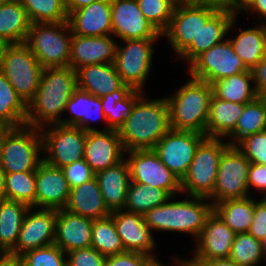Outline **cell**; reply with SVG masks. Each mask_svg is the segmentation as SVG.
I'll list each match as a JSON object with an SVG mask.
<instances>
[{"instance_id":"cb8c5ba5","label":"cell","mask_w":266,"mask_h":266,"mask_svg":"<svg viewBox=\"0 0 266 266\" xmlns=\"http://www.w3.org/2000/svg\"><path fill=\"white\" fill-rule=\"evenodd\" d=\"M72 34L99 37L112 35L111 0H99L68 15Z\"/></svg>"},{"instance_id":"003e7915","label":"cell","mask_w":266,"mask_h":266,"mask_svg":"<svg viewBox=\"0 0 266 266\" xmlns=\"http://www.w3.org/2000/svg\"><path fill=\"white\" fill-rule=\"evenodd\" d=\"M152 266H165V265L161 261L157 260Z\"/></svg>"},{"instance_id":"ee69618b","label":"cell","mask_w":266,"mask_h":266,"mask_svg":"<svg viewBox=\"0 0 266 266\" xmlns=\"http://www.w3.org/2000/svg\"><path fill=\"white\" fill-rule=\"evenodd\" d=\"M19 259L21 266H66V253L55 244L27 251Z\"/></svg>"},{"instance_id":"89a4df30","label":"cell","mask_w":266,"mask_h":266,"mask_svg":"<svg viewBox=\"0 0 266 266\" xmlns=\"http://www.w3.org/2000/svg\"><path fill=\"white\" fill-rule=\"evenodd\" d=\"M7 0H0V6H2Z\"/></svg>"},{"instance_id":"2e32d148","label":"cell","mask_w":266,"mask_h":266,"mask_svg":"<svg viewBox=\"0 0 266 266\" xmlns=\"http://www.w3.org/2000/svg\"><path fill=\"white\" fill-rule=\"evenodd\" d=\"M57 210L30 207L15 247L9 252L20 257L27 251L54 244Z\"/></svg>"},{"instance_id":"6125c7cd","label":"cell","mask_w":266,"mask_h":266,"mask_svg":"<svg viewBox=\"0 0 266 266\" xmlns=\"http://www.w3.org/2000/svg\"><path fill=\"white\" fill-rule=\"evenodd\" d=\"M11 129H12L11 126L0 122V160H1V153H2V147H3L4 140H5V136Z\"/></svg>"},{"instance_id":"91938a15","label":"cell","mask_w":266,"mask_h":266,"mask_svg":"<svg viewBox=\"0 0 266 266\" xmlns=\"http://www.w3.org/2000/svg\"><path fill=\"white\" fill-rule=\"evenodd\" d=\"M0 266H21L19 257L11 253L0 252Z\"/></svg>"},{"instance_id":"f5cc1de1","label":"cell","mask_w":266,"mask_h":266,"mask_svg":"<svg viewBox=\"0 0 266 266\" xmlns=\"http://www.w3.org/2000/svg\"><path fill=\"white\" fill-rule=\"evenodd\" d=\"M100 118L103 119L107 123V120H106V117L103 111L101 99L100 97H96L88 93L87 132L99 131V129H96L94 126L92 127L90 125V122L98 121Z\"/></svg>"},{"instance_id":"db71d44e","label":"cell","mask_w":266,"mask_h":266,"mask_svg":"<svg viewBox=\"0 0 266 266\" xmlns=\"http://www.w3.org/2000/svg\"><path fill=\"white\" fill-rule=\"evenodd\" d=\"M178 266H244L240 265L230 258L212 259V260H183L176 258L173 260V265Z\"/></svg>"},{"instance_id":"60d3db41","label":"cell","mask_w":266,"mask_h":266,"mask_svg":"<svg viewBox=\"0 0 266 266\" xmlns=\"http://www.w3.org/2000/svg\"><path fill=\"white\" fill-rule=\"evenodd\" d=\"M36 171L6 174L5 198L35 208Z\"/></svg>"},{"instance_id":"1f68e13d","label":"cell","mask_w":266,"mask_h":266,"mask_svg":"<svg viewBox=\"0 0 266 266\" xmlns=\"http://www.w3.org/2000/svg\"><path fill=\"white\" fill-rule=\"evenodd\" d=\"M29 208L22 202L0 201V252L9 253L15 247Z\"/></svg>"},{"instance_id":"d590c367","label":"cell","mask_w":266,"mask_h":266,"mask_svg":"<svg viewBox=\"0 0 266 266\" xmlns=\"http://www.w3.org/2000/svg\"><path fill=\"white\" fill-rule=\"evenodd\" d=\"M254 198L228 199L214 205V211L236 234L248 232L254 214Z\"/></svg>"},{"instance_id":"277c9868","label":"cell","mask_w":266,"mask_h":266,"mask_svg":"<svg viewBox=\"0 0 266 266\" xmlns=\"http://www.w3.org/2000/svg\"><path fill=\"white\" fill-rule=\"evenodd\" d=\"M213 87L207 82L188 79L166 98L169 106L170 127L205 135L209 104Z\"/></svg>"},{"instance_id":"6f0895ef","label":"cell","mask_w":266,"mask_h":266,"mask_svg":"<svg viewBox=\"0 0 266 266\" xmlns=\"http://www.w3.org/2000/svg\"><path fill=\"white\" fill-rule=\"evenodd\" d=\"M196 2L217 10H225L233 13V0H197Z\"/></svg>"},{"instance_id":"bcb514c9","label":"cell","mask_w":266,"mask_h":266,"mask_svg":"<svg viewBox=\"0 0 266 266\" xmlns=\"http://www.w3.org/2000/svg\"><path fill=\"white\" fill-rule=\"evenodd\" d=\"M237 148L251 163L266 165V130L252 134Z\"/></svg>"},{"instance_id":"f1b7e54d","label":"cell","mask_w":266,"mask_h":266,"mask_svg":"<svg viewBox=\"0 0 266 266\" xmlns=\"http://www.w3.org/2000/svg\"><path fill=\"white\" fill-rule=\"evenodd\" d=\"M245 104L233 103L211 97L205 136L208 138H226L236 127L244 111Z\"/></svg>"},{"instance_id":"4316f807","label":"cell","mask_w":266,"mask_h":266,"mask_svg":"<svg viewBox=\"0 0 266 266\" xmlns=\"http://www.w3.org/2000/svg\"><path fill=\"white\" fill-rule=\"evenodd\" d=\"M64 209L93 220L103 219L111 215L95 177L70 189Z\"/></svg>"},{"instance_id":"be15d7a7","label":"cell","mask_w":266,"mask_h":266,"mask_svg":"<svg viewBox=\"0 0 266 266\" xmlns=\"http://www.w3.org/2000/svg\"><path fill=\"white\" fill-rule=\"evenodd\" d=\"M11 45L12 44L9 43L6 39L0 37V68L5 58L6 51Z\"/></svg>"},{"instance_id":"5bb4252c","label":"cell","mask_w":266,"mask_h":266,"mask_svg":"<svg viewBox=\"0 0 266 266\" xmlns=\"http://www.w3.org/2000/svg\"><path fill=\"white\" fill-rule=\"evenodd\" d=\"M125 159L132 182L161 188L171 197L182 194L181 181L163 165L153 149L125 152Z\"/></svg>"},{"instance_id":"7bdbcfd3","label":"cell","mask_w":266,"mask_h":266,"mask_svg":"<svg viewBox=\"0 0 266 266\" xmlns=\"http://www.w3.org/2000/svg\"><path fill=\"white\" fill-rule=\"evenodd\" d=\"M145 18L162 34L169 26L177 0H136Z\"/></svg>"},{"instance_id":"836d02e7","label":"cell","mask_w":266,"mask_h":266,"mask_svg":"<svg viewBox=\"0 0 266 266\" xmlns=\"http://www.w3.org/2000/svg\"><path fill=\"white\" fill-rule=\"evenodd\" d=\"M266 130V101L256 98L245 104L244 111L238 119L235 129L226 137L231 138L228 147H238L252 134ZM233 139V140H232Z\"/></svg>"},{"instance_id":"e575fe53","label":"cell","mask_w":266,"mask_h":266,"mask_svg":"<svg viewBox=\"0 0 266 266\" xmlns=\"http://www.w3.org/2000/svg\"><path fill=\"white\" fill-rule=\"evenodd\" d=\"M212 87L213 94L224 101L247 104L257 98L252 70L217 80Z\"/></svg>"},{"instance_id":"8d00e7d4","label":"cell","mask_w":266,"mask_h":266,"mask_svg":"<svg viewBox=\"0 0 266 266\" xmlns=\"http://www.w3.org/2000/svg\"><path fill=\"white\" fill-rule=\"evenodd\" d=\"M27 105L0 70V122L12 128L26 125Z\"/></svg>"},{"instance_id":"d6986e66","label":"cell","mask_w":266,"mask_h":266,"mask_svg":"<svg viewBox=\"0 0 266 266\" xmlns=\"http://www.w3.org/2000/svg\"><path fill=\"white\" fill-rule=\"evenodd\" d=\"M125 158V150L117 130L87 132L84 160L94 173L107 169Z\"/></svg>"},{"instance_id":"ba28073f","label":"cell","mask_w":266,"mask_h":266,"mask_svg":"<svg viewBox=\"0 0 266 266\" xmlns=\"http://www.w3.org/2000/svg\"><path fill=\"white\" fill-rule=\"evenodd\" d=\"M43 67L24 44H12L6 51L0 70L27 105L36 95Z\"/></svg>"},{"instance_id":"f546056e","label":"cell","mask_w":266,"mask_h":266,"mask_svg":"<svg viewBox=\"0 0 266 266\" xmlns=\"http://www.w3.org/2000/svg\"><path fill=\"white\" fill-rule=\"evenodd\" d=\"M142 95L143 92L141 90L133 89L130 85L123 84L118 90L100 97L107 120L103 131L109 129L118 130L131 113L135 102Z\"/></svg>"},{"instance_id":"74e56055","label":"cell","mask_w":266,"mask_h":266,"mask_svg":"<svg viewBox=\"0 0 266 266\" xmlns=\"http://www.w3.org/2000/svg\"><path fill=\"white\" fill-rule=\"evenodd\" d=\"M171 196L163 189L130 181L125 211L144 215L156 206L164 204Z\"/></svg>"},{"instance_id":"4dcf8cb0","label":"cell","mask_w":266,"mask_h":266,"mask_svg":"<svg viewBox=\"0 0 266 266\" xmlns=\"http://www.w3.org/2000/svg\"><path fill=\"white\" fill-rule=\"evenodd\" d=\"M228 38L235 53L252 70L266 56V24L242 30Z\"/></svg>"},{"instance_id":"7c38bea8","label":"cell","mask_w":266,"mask_h":266,"mask_svg":"<svg viewBox=\"0 0 266 266\" xmlns=\"http://www.w3.org/2000/svg\"><path fill=\"white\" fill-rule=\"evenodd\" d=\"M251 162L237 147H227L222 154L213 194V205L228 199L249 197L248 170Z\"/></svg>"},{"instance_id":"94428289","label":"cell","mask_w":266,"mask_h":266,"mask_svg":"<svg viewBox=\"0 0 266 266\" xmlns=\"http://www.w3.org/2000/svg\"><path fill=\"white\" fill-rule=\"evenodd\" d=\"M253 0H233V14H238L244 11Z\"/></svg>"},{"instance_id":"4fadbf2b","label":"cell","mask_w":266,"mask_h":266,"mask_svg":"<svg viewBox=\"0 0 266 266\" xmlns=\"http://www.w3.org/2000/svg\"><path fill=\"white\" fill-rule=\"evenodd\" d=\"M189 75L212 85L250 69L235 53L228 38L199 55L187 68Z\"/></svg>"},{"instance_id":"e0dca14e","label":"cell","mask_w":266,"mask_h":266,"mask_svg":"<svg viewBox=\"0 0 266 266\" xmlns=\"http://www.w3.org/2000/svg\"><path fill=\"white\" fill-rule=\"evenodd\" d=\"M112 35L123 40L162 36L142 14L136 0H111Z\"/></svg>"},{"instance_id":"d6a6232c","label":"cell","mask_w":266,"mask_h":266,"mask_svg":"<svg viewBox=\"0 0 266 266\" xmlns=\"http://www.w3.org/2000/svg\"><path fill=\"white\" fill-rule=\"evenodd\" d=\"M31 21L19 0H7L0 6V37L11 44L25 42Z\"/></svg>"},{"instance_id":"7dc6e473","label":"cell","mask_w":266,"mask_h":266,"mask_svg":"<svg viewBox=\"0 0 266 266\" xmlns=\"http://www.w3.org/2000/svg\"><path fill=\"white\" fill-rule=\"evenodd\" d=\"M106 257L93 247L66 253V266H105Z\"/></svg>"},{"instance_id":"83f0119b","label":"cell","mask_w":266,"mask_h":266,"mask_svg":"<svg viewBox=\"0 0 266 266\" xmlns=\"http://www.w3.org/2000/svg\"><path fill=\"white\" fill-rule=\"evenodd\" d=\"M76 73L77 88L96 97L112 93L124 84L114 63L85 65Z\"/></svg>"},{"instance_id":"f35d334b","label":"cell","mask_w":266,"mask_h":266,"mask_svg":"<svg viewBox=\"0 0 266 266\" xmlns=\"http://www.w3.org/2000/svg\"><path fill=\"white\" fill-rule=\"evenodd\" d=\"M91 247L105 257L125 252L111 216L93 220Z\"/></svg>"},{"instance_id":"603a6c76","label":"cell","mask_w":266,"mask_h":266,"mask_svg":"<svg viewBox=\"0 0 266 266\" xmlns=\"http://www.w3.org/2000/svg\"><path fill=\"white\" fill-rule=\"evenodd\" d=\"M92 228L93 219L58 209L54 244L65 253L91 247Z\"/></svg>"},{"instance_id":"9a60e30c","label":"cell","mask_w":266,"mask_h":266,"mask_svg":"<svg viewBox=\"0 0 266 266\" xmlns=\"http://www.w3.org/2000/svg\"><path fill=\"white\" fill-rule=\"evenodd\" d=\"M205 138L204 134L171 128L153 150L163 165L181 181L193 161L197 147Z\"/></svg>"},{"instance_id":"30bf717a","label":"cell","mask_w":266,"mask_h":266,"mask_svg":"<svg viewBox=\"0 0 266 266\" xmlns=\"http://www.w3.org/2000/svg\"><path fill=\"white\" fill-rule=\"evenodd\" d=\"M43 139V160L56 168H63L84 159L87 132L75 126L52 124L40 129Z\"/></svg>"},{"instance_id":"9f6ffc18","label":"cell","mask_w":266,"mask_h":266,"mask_svg":"<svg viewBox=\"0 0 266 266\" xmlns=\"http://www.w3.org/2000/svg\"><path fill=\"white\" fill-rule=\"evenodd\" d=\"M249 13H258L257 19H260V23L266 24V0H253L251 4L243 11ZM263 17V18H262ZM265 19V20H264ZM263 20V21H262Z\"/></svg>"},{"instance_id":"2644e50d","label":"cell","mask_w":266,"mask_h":266,"mask_svg":"<svg viewBox=\"0 0 266 266\" xmlns=\"http://www.w3.org/2000/svg\"><path fill=\"white\" fill-rule=\"evenodd\" d=\"M261 197L266 202V195L265 196H261Z\"/></svg>"},{"instance_id":"7402d4cb","label":"cell","mask_w":266,"mask_h":266,"mask_svg":"<svg viewBox=\"0 0 266 266\" xmlns=\"http://www.w3.org/2000/svg\"><path fill=\"white\" fill-rule=\"evenodd\" d=\"M113 37V38H112ZM113 35L89 37L72 34L69 66L114 63L117 42Z\"/></svg>"},{"instance_id":"ab89813d","label":"cell","mask_w":266,"mask_h":266,"mask_svg":"<svg viewBox=\"0 0 266 266\" xmlns=\"http://www.w3.org/2000/svg\"><path fill=\"white\" fill-rule=\"evenodd\" d=\"M31 23H61L68 21L65 0H19Z\"/></svg>"},{"instance_id":"11a10c76","label":"cell","mask_w":266,"mask_h":266,"mask_svg":"<svg viewBox=\"0 0 266 266\" xmlns=\"http://www.w3.org/2000/svg\"><path fill=\"white\" fill-rule=\"evenodd\" d=\"M258 98L266 99V56L252 69Z\"/></svg>"},{"instance_id":"d4e9b609","label":"cell","mask_w":266,"mask_h":266,"mask_svg":"<svg viewBox=\"0 0 266 266\" xmlns=\"http://www.w3.org/2000/svg\"><path fill=\"white\" fill-rule=\"evenodd\" d=\"M237 16L229 11L217 10L201 27L191 45L178 57L188 66L203 52L226 39L234 28Z\"/></svg>"},{"instance_id":"a7ac6f4b","label":"cell","mask_w":266,"mask_h":266,"mask_svg":"<svg viewBox=\"0 0 266 266\" xmlns=\"http://www.w3.org/2000/svg\"><path fill=\"white\" fill-rule=\"evenodd\" d=\"M178 2H193V1H197V0H177Z\"/></svg>"},{"instance_id":"3957f363","label":"cell","mask_w":266,"mask_h":266,"mask_svg":"<svg viewBox=\"0 0 266 266\" xmlns=\"http://www.w3.org/2000/svg\"><path fill=\"white\" fill-rule=\"evenodd\" d=\"M173 198L147 211L143 215L145 223L152 231L190 233L196 240L213 212L214 205L204 197L190 196L189 199L187 195L186 199L179 198L178 201Z\"/></svg>"},{"instance_id":"9c48e42d","label":"cell","mask_w":266,"mask_h":266,"mask_svg":"<svg viewBox=\"0 0 266 266\" xmlns=\"http://www.w3.org/2000/svg\"><path fill=\"white\" fill-rule=\"evenodd\" d=\"M158 38L123 40L117 42L114 65L124 84L143 91L153 63V51Z\"/></svg>"},{"instance_id":"f907efd6","label":"cell","mask_w":266,"mask_h":266,"mask_svg":"<svg viewBox=\"0 0 266 266\" xmlns=\"http://www.w3.org/2000/svg\"><path fill=\"white\" fill-rule=\"evenodd\" d=\"M260 199H254V214L248 230V233L259 241L266 236V202Z\"/></svg>"},{"instance_id":"e7e4bbea","label":"cell","mask_w":266,"mask_h":266,"mask_svg":"<svg viewBox=\"0 0 266 266\" xmlns=\"http://www.w3.org/2000/svg\"><path fill=\"white\" fill-rule=\"evenodd\" d=\"M5 179H6V172L0 166V201L6 199L5 198Z\"/></svg>"},{"instance_id":"484cf974","label":"cell","mask_w":266,"mask_h":266,"mask_svg":"<svg viewBox=\"0 0 266 266\" xmlns=\"http://www.w3.org/2000/svg\"><path fill=\"white\" fill-rule=\"evenodd\" d=\"M99 188L110 212L124 210L130 184L129 166L124 158L121 162L95 173Z\"/></svg>"},{"instance_id":"c3c4849f","label":"cell","mask_w":266,"mask_h":266,"mask_svg":"<svg viewBox=\"0 0 266 266\" xmlns=\"http://www.w3.org/2000/svg\"><path fill=\"white\" fill-rule=\"evenodd\" d=\"M157 260V257L125 251L106 257L105 266H152Z\"/></svg>"},{"instance_id":"681fc988","label":"cell","mask_w":266,"mask_h":266,"mask_svg":"<svg viewBox=\"0 0 266 266\" xmlns=\"http://www.w3.org/2000/svg\"><path fill=\"white\" fill-rule=\"evenodd\" d=\"M62 169L68 180L70 188L82 185L95 177V173L91 170L84 159L72 162Z\"/></svg>"},{"instance_id":"ac0fdd59","label":"cell","mask_w":266,"mask_h":266,"mask_svg":"<svg viewBox=\"0 0 266 266\" xmlns=\"http://www.w3.org/2000/svg\"><path fill=\"white\" fill-rule=\"evenodd\" d=\"M236 233L213 210L195 242L194 256L190 260L229 258Z\"/></svg>"},{"instance_id":"44dd1931","label":"cell","mask_w":266,"mask_h":266,"mask_svg":"<svg viewBox=\"0 0 266 266\" xmlns=\"http://www.w3.org/2000/svg\"><path fill=\"white\" fill-rule=\"evenodd\" d=\"M70 189L63 169L43 160L36 169L35 209H64Z\"/></svg>"},{"instance_id":"b9f144b4","label":"cell","mask_w":266,"mask_h":266,"mask_svg":"<svg viewBox=\"0 0 266 266\" xmlns=\"http://www.w3.org/2000/svg\"><path fill=\"white\" fill-rule=\"evenodd\" d=\"M229 258L244 266H259L264 260L261 241L248 232L235 235Z\"/></svg>"},{"instance_id":"03108f58","label":"cell","mask_w":266,"mask_h":266,"mask_svg":"<svg viewBox=\"0 0 266 266\" xmlns=\"http://www.w3.org/2000/svg\"><path fill=\"white\" fill-rule=\"evenodd\" d=\"M261 247L264 259L266 261V236L261 240Z\"/></svg>"},{"instance_id":"f6af8a7d","label":"cell","mask_w":266,"mask_h":266,"mask_svg":"<svg viewBox=\"0 0 266 266\" xmlns=\"http://www.w3.org/2000/svg\"><path fill=\"white\" fill-rule=\"evenodd\" d=\"M87 109L88 92L77 88L65 107V111H68L71 117L68 119L63 118L59 124L63 126H75L87 132Z\"/></svg>"},{"instance_id":"ffe728a7","label":"cell","mask_w":266,"mask_h":266,"mask_svg":"<svg viewBox=\"0 0 266 266\" xmlns=\"http://www.w3.org/2000/svg\"><path fill=\"white\" fill-rule=\"evenodd\" d=\"M110 216L114 220L125 251L156 257L153 252L156 250L157 243L142 214L118 210L111 212Z\"/></svg>"},{"instance_id":"8fae6325","label":"cell","mask_w":266,"mask_h":266,"mask_svg":"<svg viewBox=\"0 0 266 266\" xmlns=\"http://www.w3.org/2000/svg\"><path fill=\"white\" fill-rule=\"evenodd\" d=\"M217 11L213 7L193 2H178L168 28L162 33L178 58L197 38L201 27Z\"/></svg>"},{"instance_id":"680465c9","label":"cell","mask_w":266,"mask_h":266,"mask_svg":"<svg viewBox=\"0 0 266 266\" xmlns=\"http://www.w3.org/2000/svg\"><path fill=\"white\" fill-rule=\"evenodd\" d=\"M99 0H65V6L68 15L75 10L88 6L89 4Z\"/></svg>"},{"instance_id":"7a4b0ae2","label":"cell","mask_w":266,"mask_h":266,"mask_svg":"<svg viewBox=\"0 0 266 266\" xmlns=\"http://www.w3.org/2000/svg\"><path fill=\"white\" fill-rule=\"evenodd\" d=\"M142 95L117 130L125 152L153 149L171 129L165 98L150 100Z\"/></svg>"},{"instance_id":"6da1fadb","label":"cell","mask_w":266,"mask_h":266,"mask_svg":"<svg viewBox=\"0 0 266 266\" xmlns=\"http://www.w3.org/2000/svg\"><path fill=\"white\" fill-rule=\"evenodd\" d=\"M76 89L77 73L72 67L44 68L36 95L27 104L25 124L39 129L59 124Z\"/></svg>"},{"instance_id":"5b68a950","label":"cell","mask_w":266,"mask_h":266,"mask_svg":"<svg viewBox=\"0 0 266 266\" xmlns=\"http://www.w3.org/2000/svg\"><path fill=\"white\" fill-rule=\"evenodd\" d=\"M72 31L68 21L31 23L24 44L43 68L69 66Z\"/></svg>"},{"instance_id":"816d5d0a","label":"cell","mask_w":266,"mask_h":266,"mask_svg":"<svg viewBox=\"0 0 266 266\" xmlns=\"http://www.w3.org/2000/svg\"><path fill=\"white\" fill-rule=\"evenodd\" d=\"M248 187L249 194L253 190L252 188L259 191L263 196L266 195V165H261L257 163H251L248 170Z\"/></svg>"},{"instance_id":"8992f818","label":"cell","mask_w":266,"mask_h":266,"mask_svg":"<svg viewBox=\"0 0 266 266\" xmlns=\"http://www.w3.org/2000/svg\"><path fill=\"white\" fill-rule=\"evenodd\" d=\"M228 147L222 138L206 137L197 147L193 161L181 180V192L186 196L209 198L216 184L218 166Z\"/></svg>"},{"instance_id":"52a82bcc","label":"cell","mask_w":266,"mask_h":266,"mask_svg":"<svg viewBox=\"0 0 266 266\" xmlns=\"http://www.w3.org/2000/svg\"><path fill=\"white\" fill-rule=\"evenodd\" d=\"M43 139L39 128H12L2 147L0 166L6 174L36 171L43 161ZM41 154V156H40Z\"/></svg>"}]
</instances>
